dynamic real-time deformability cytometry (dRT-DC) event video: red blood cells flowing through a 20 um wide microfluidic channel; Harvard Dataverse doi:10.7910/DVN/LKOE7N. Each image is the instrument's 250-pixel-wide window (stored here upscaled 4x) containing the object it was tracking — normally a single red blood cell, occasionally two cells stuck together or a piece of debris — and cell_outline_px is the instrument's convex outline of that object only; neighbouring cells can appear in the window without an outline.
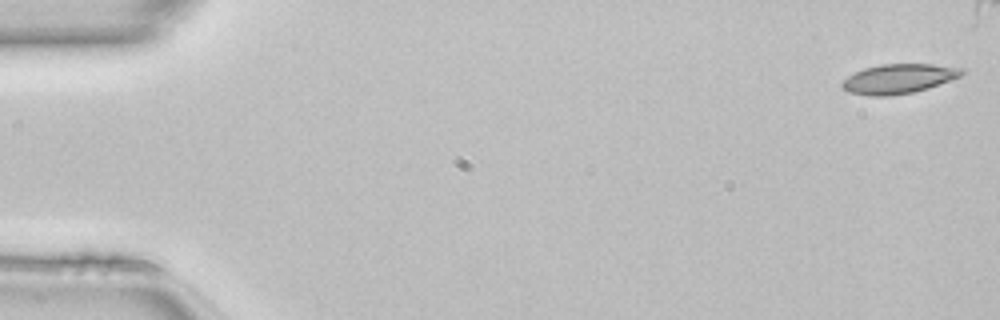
{"species": "common noctule bat (a hibernating species)", "species_latin": "Nyctalus noctula", "temperature_condition": "room temperature", "stored_images_in_passage": 42, "camera_frame_rate_fps": 3000, "um_per_image_px": 0.085, "animal": {"sex": "female", "body_mass_g": 22.7, "forearm_length_mm": 54.2}, "frame": {"image": 1, "passage_image": 1, "time_ms": 0.0, "image_size_px": [1000, 320], "cell_outline_px": [[964, 72], [960, 76], [928, 88], [912, 92], [888, 96], [868, 96], [848, 92], [840, 88], [840, 84], [848, 76], [864, 68], [880, 64], [932, 64], [964, 68]], "centroid_in_image_um": [76.34, 6.69], "position_along_channel_um": 8.7, "area_um2": 20.58}}
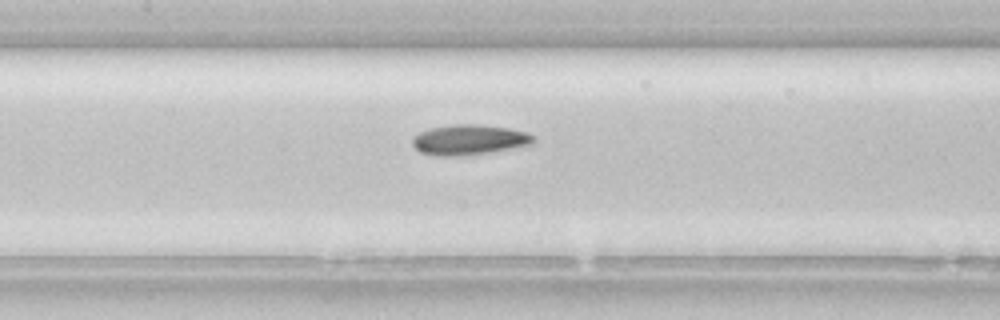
{"frame": {"image": 2, "passage_image": 23, "time_ms": 7.333, "image_size_px": [1000, 320], "cell_outline_px": [[536, 140], [532, 144], [488, 152], [460, 156], [436, 156], [420, 152], [412, 144], [412, 136], [420, 132], [432, 128], [456, 124], [476, 124], [508, 128], [528, 132], [536, 136]], "centroid_in_image_um": [39.88, 11.88], "position_along_channel_um": 167.5, "area_um2": 21.27}}
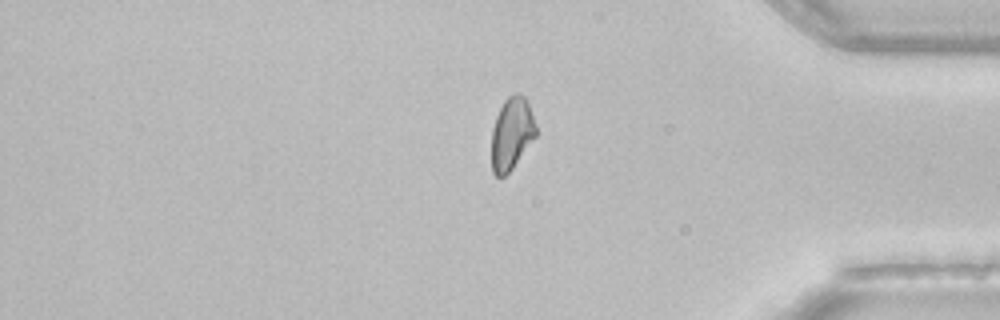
{"frame": {"image": 3, "passage_image": 41, "time_ms": 13.333, "image_size_px": [1000, 320], "cell_outline_px": [[536, 136], [512, 168], [504, 176], [496, 176], [492, 172], [492, 128], [496, 116], [504, 100], [512, 92], [516, 92], [524, 96], [528, 104], [536, 128]], "centroid_in_image_um": [43.47, 11.33], "position_along_channel_um": 391.7, "area_um2": 18.5}}